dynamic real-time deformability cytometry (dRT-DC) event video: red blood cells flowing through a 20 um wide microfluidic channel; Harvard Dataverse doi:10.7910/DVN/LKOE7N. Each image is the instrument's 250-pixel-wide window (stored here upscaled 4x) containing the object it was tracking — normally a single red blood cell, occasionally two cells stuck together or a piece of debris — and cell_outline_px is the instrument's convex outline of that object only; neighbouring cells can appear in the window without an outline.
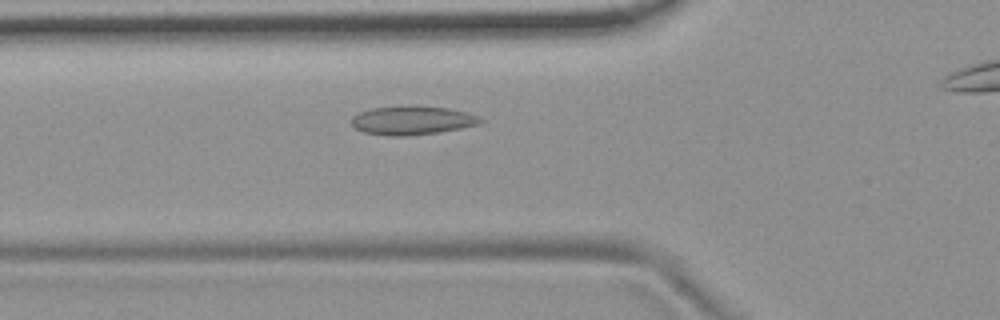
{"species": "common noctule bat (a hibernating species)", "species_latin": "Nyctalus noctula", "temperature_condition": "room temperature", "stored_images_in_passage": 33, "camera_frame_rate_fps": 3000, "um_per_image_px": 0.085, "animal": {"sex": "female", "body_mass_g": 19.9}, "frame": {"image": 1, "passage_image": 7, "time_ms": 2.0, "image_size_px": [1000, 320], "cell_outline_px": [[484, 120], [476, 124], [460, 128], [440, 132], [404, 136], [392, 136], [364, 132], [356, 128], [352, 124], [352, 116], [360, 112], [372, 108], [400, 104], [408, 104], [448, 108], [468, 112], [480, 116]], "centroid_in_image_um": [35.03, 10.2], "position_along_channel_um": 90.8, "area_um2": 21.91}}
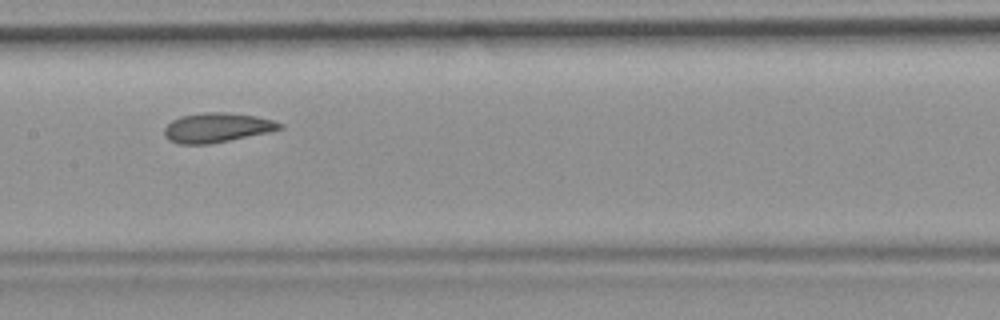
{"frame": {"image": 2, "passage_image": 15, "time_ms": 4.667, "image_size_px": [1000, 320], "cell_outline_px": [[284, 128], [268, 132], [208, 144], [180, 144], [168, 140], [164, 136], [164, 128], [172, 120], [180, 116], [204, 112], [224, 112], [256, 116], [272, 120], [284, 124]], "centroid_in_image_um": [18.42, 10.84], "position_along_channel_um": 189.0, "area_um2": 19.77}}
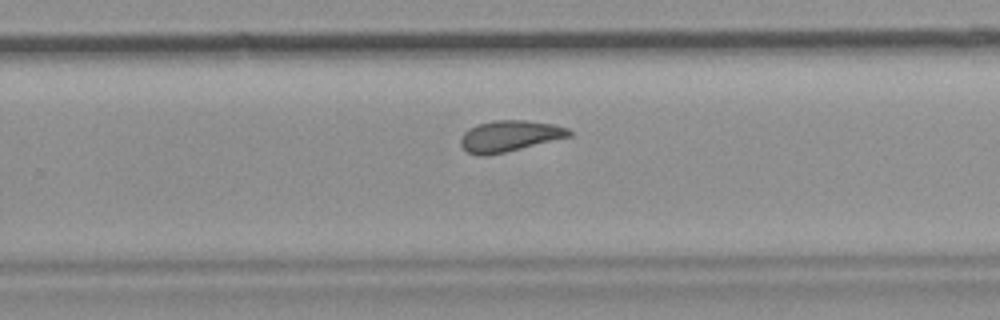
{"frame": {"image": 3, "passage_image": 23, "time_ms": 7.333, "image_size_px": [1000, 320], "cell_outline_px": [[572, 136], [504, 152], [484, 156], [480, 156], [468, 152], [460, 144], [460, 136], [468, 128], [476, 124], [492, 120], [528, 120], [552, 124], [568, 128], [572, 132]], "centroid_in_image_um": [43.28, 11.55], "position_along_channel_um": 286.5, "area_um2": 19.71}, "authors_computed_cell_mechanics": {"area_um2": 20.0566, "velocity_mm_per_s": 3.6772, "shape_relaxation_time_tau1_ms": null, "shape_relaxation_time_tau2_ms": 1.9614, "deformation_change_tau1": null, "deformation_change_tau2": 0.0796}}